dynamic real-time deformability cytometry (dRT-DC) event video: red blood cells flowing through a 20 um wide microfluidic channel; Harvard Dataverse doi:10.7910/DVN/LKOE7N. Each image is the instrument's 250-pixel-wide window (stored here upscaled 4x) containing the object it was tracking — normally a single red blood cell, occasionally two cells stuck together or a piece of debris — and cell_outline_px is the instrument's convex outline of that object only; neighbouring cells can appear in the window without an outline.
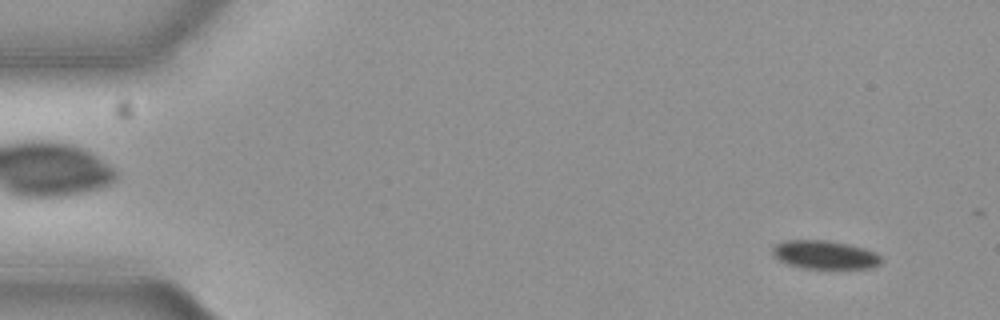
{"species": "common noctule bat (a hibernating species)", "species_latin": "Nyctalus noctula", "temperature_condition": "cold", "stored_images_in_passage": 55, "camera_frame_rate_fps": 3000, "um_per_image_px": 0.085, "animal": {"sex": "female", "body_mass_g": 19.3, "forearm_length_mm": 54.1}, "frame": {"image": 1, "passage_image": 4, "time_ms": 1.0, "image_size_px": [1000, 320], "cell_outline_px": [[884, 260], [880, 264], [872, 268], [800, 268], [788, 264], [780, 260], [772, 252], [772, 248], [776, 244], [788, 240], [824, 240], [848, 244], [864, 248], [876, 252]], "centroid_in_image_um": [70.15, 21.66], "position_along_channel_um": 14.9, "area_um2": 17.98}}
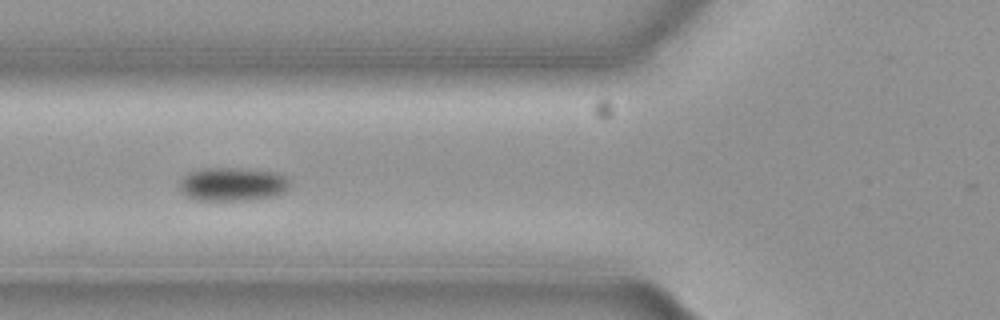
{"frame": {"image": 2, "passage_image": 21, "time_ms": 6.667, "image_size_px": [1000, 320], "cell_outline_px": [[292, 180], [288, 188], [284, 192], [276, 196], [256, 200], [196, 200], [180, 192], [180, 180], [184, 176], [192, 172], [208, 168], [232, 168], [276, 172]], "centroid_in_image_um": [19.82, 15.68], "position_along_channel_um": 106.0, "area_um2": 21.62}}
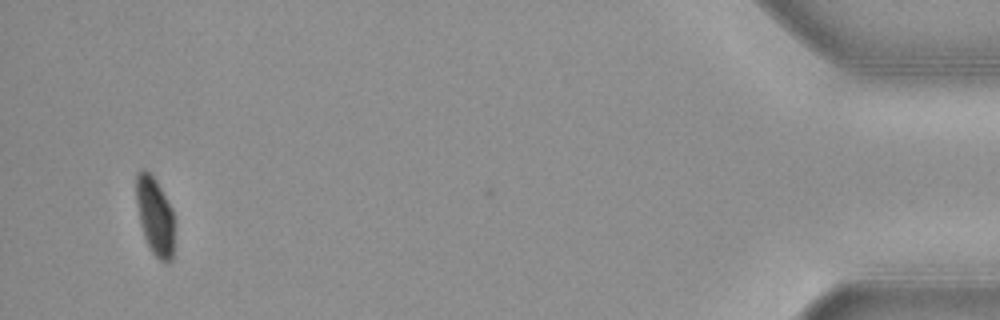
{"frame": {"image": 3, "passage_image": 54, "time_ms": 17.667, "image_size_px": [1000, 320], "cell_outline_px": [[172, 260], [168, 264], [164, 264], [152, 252], [144, 236], [140, 224], [136, 200], [136, 172], [140, 168], [144, 168], [156, 180], [172, 208]], "centroid_in_image_um": [13.14, 18.34], "position_along_channel_um": 422.1, "area_um2": 17.17}}